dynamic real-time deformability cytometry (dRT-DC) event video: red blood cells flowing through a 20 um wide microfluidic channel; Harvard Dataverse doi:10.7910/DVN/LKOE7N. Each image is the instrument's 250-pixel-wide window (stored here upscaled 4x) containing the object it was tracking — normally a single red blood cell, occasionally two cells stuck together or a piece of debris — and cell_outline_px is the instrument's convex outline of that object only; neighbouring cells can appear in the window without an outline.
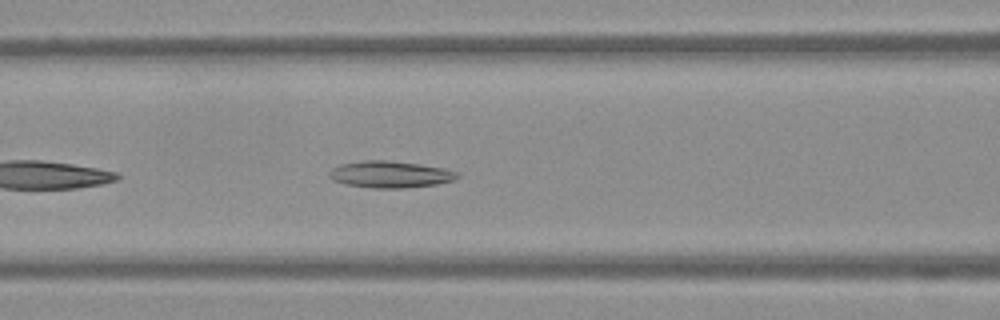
{"species": "Egyptian fruit bat (a non-hibernating species)", "species_latin": "Rousettus aegyptiacus", "temperature_condition": "warm", "stored_images_in_passage": 34, "camera_frame_rate_fps": 3000, "um_per_image_px": 0.085, "frame": {"image": 1, "passage_image": 8, "time_ms": 2.333, "image_size_px": [1000, 320], "cell_outline_px": [[460, 176], [456, 180], [436, 184], [404, 188], [372, 188], [348, 184], [332, 180], [328, 176], [328, 172], [332, 168], [340, 164], [364, 160], [388, 160], [420, 164], [444, 168], [456, 172]], "centroid_in_image_um": [33.16, 14.82], "position_along_channel_um": 133.4, "area_um2": 20.0}}
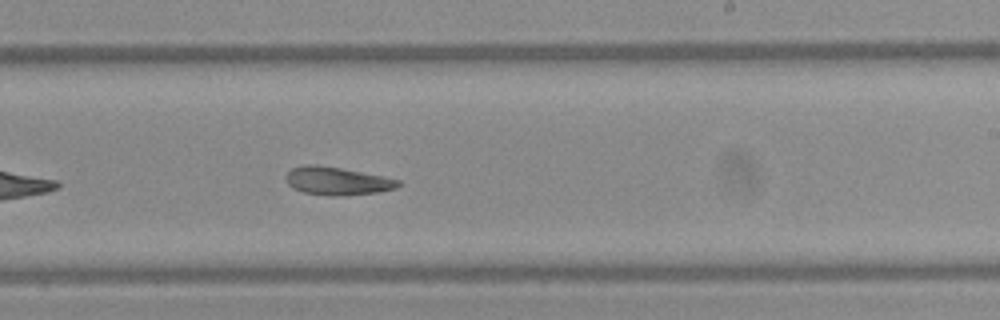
{"frame": {"image": 2, "passage_image": 18, "time_ms": 5.667, "image_size_px": [1000, 320], "cell_outline_px": [[400, 184], [396, 188], [376, 192], [344, 196], [328, 196], [304, 192], [292, 188], [288, 184], [284, 176], [292, 168], [304, 164], [316, 164], [340, 168], [384, 176], [400, 180]], "centroid_in_image_um": [28.63, 15.38], "position_along_channel_um": 260.4, "area_um2": 18.44}}
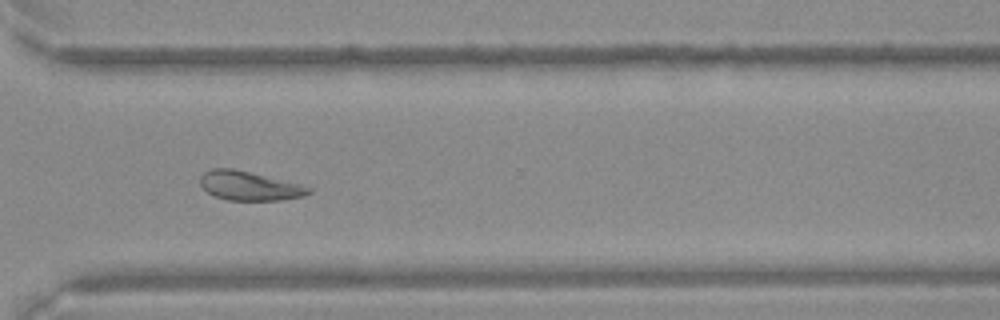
{"frame": {"image": 3, "passage_image": 25, "time_ms": 8.0, "image_size_px": [1000, 320], "cell_outline_px": [[312, 192], [304, 196], [280, 200], [228, 200], [212, 196], [200, 184], [200, 176], [204, 172], [212, 168], [232, 168], [300, 184], [312, 188]], "centroid_in_image_um": [21.18, 15.8], "position_along_channel_um": 349.4, "area_um2": 18.32}}